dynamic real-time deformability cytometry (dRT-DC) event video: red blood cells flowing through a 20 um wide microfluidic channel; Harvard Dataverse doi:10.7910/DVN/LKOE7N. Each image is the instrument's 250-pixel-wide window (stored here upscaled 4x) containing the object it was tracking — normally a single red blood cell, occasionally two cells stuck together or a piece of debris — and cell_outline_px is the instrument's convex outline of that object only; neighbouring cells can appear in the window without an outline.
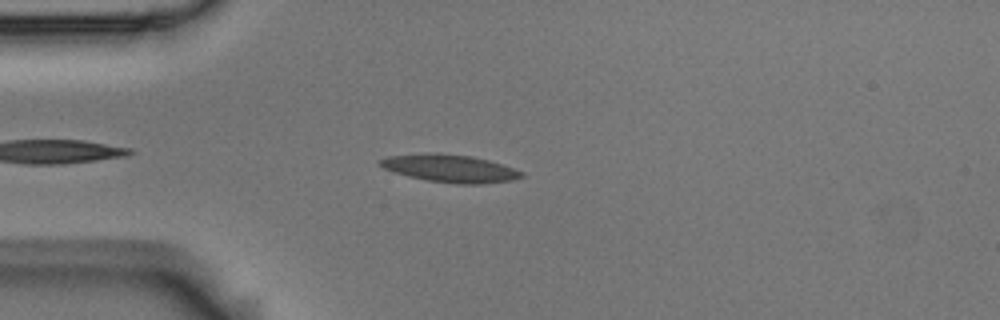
{"species": "Egyptian fruit bat (a non-hibernating species)", "species_latin": "Rousettus aegyptiacus", "temperature_condition": "room temperature", "stored_images_in_passage": 4, "camera_frame_rate_fps": 3000, "um_per_image_px": 0.085, "animal": {"sex": "male"}, "frame": {"image": 1, "passage_image": 4, "time_ms": 1.0, "image_size_px": [1000, 320], "cell_outline_px": [[524, 176], [512, 180], [480, 184], [460, 184], [428, 180], [408, 176], [392, 172], [376, 164], [376, 160], [388, 156], [424, 152], [440, 152], [472, 156], [488, 160], [524, 172]], "centroid_in_image_um": [38.17, 14.29], "position_along_channel_um": 46.8, "area_um2": 23.06}}